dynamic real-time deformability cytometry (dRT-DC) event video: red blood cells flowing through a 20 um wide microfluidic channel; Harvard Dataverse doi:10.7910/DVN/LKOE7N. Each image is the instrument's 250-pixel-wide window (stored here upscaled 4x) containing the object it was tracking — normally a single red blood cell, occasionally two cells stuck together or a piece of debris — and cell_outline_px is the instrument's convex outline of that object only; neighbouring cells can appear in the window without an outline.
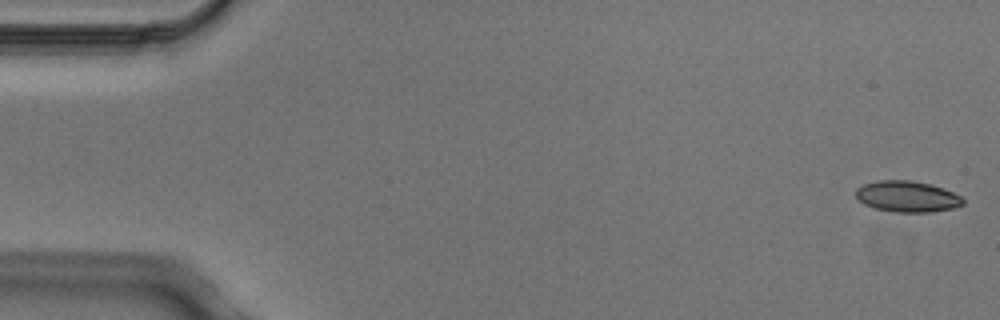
{"species": "Egyptian fruit bat (a non-hibernating species)", "species_latin": "Rousettus aegyptiacus", "temperature_condition": "cold", "stored_images_in_passage": 4, "camera_frame_rate_fps": 3000, "um_per_image_px": 0.085, "animal": {"sex": "male"}, "frame": {"image": 1, "passage_image": 1, "time_ms": 0.0, "image_size_px": [1000, 320], "cell_outline_px": [[964, 204], [952, 208], [932, 212], [896, 212], [876, 208], [864, 204], [856, 196], [856, 188], [864, 184], [876, 180], [912, 180], [944, 188], [960, 196], [964, 200]], "centroid_in_image_um": [77.11, 16.69], "position_along_channel_um": 7.9, "area_um2": 19.31}}
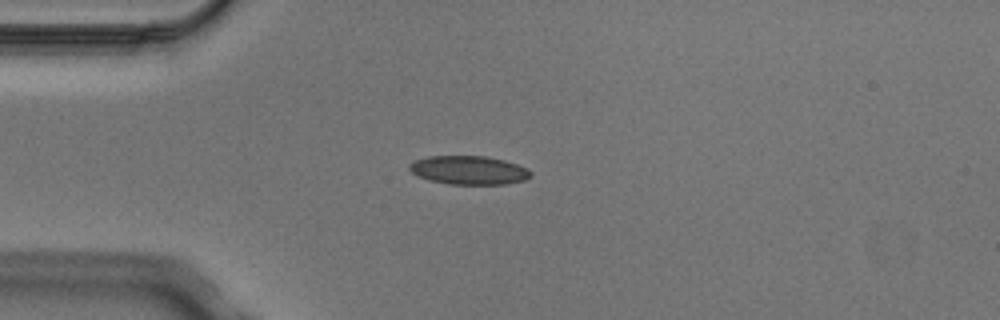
{"frame": {"image": 2, "passage_image": 4, "time_ms": 1.0, "image_size_px": [1000, 320], "cell_outline_px": [[532, 176], [524, 180], [508, 184], [448, 184], [428, 180], [412, 172], [408, 168], [408, 164], [416, 160], [428, 156], [484, 156], [504, 160], [528, 168], [532, 172]], "centroid_in_image_um": [39.87, 14.47], "position_along_channel_um": 45.1, "area_um2": 20.29}}